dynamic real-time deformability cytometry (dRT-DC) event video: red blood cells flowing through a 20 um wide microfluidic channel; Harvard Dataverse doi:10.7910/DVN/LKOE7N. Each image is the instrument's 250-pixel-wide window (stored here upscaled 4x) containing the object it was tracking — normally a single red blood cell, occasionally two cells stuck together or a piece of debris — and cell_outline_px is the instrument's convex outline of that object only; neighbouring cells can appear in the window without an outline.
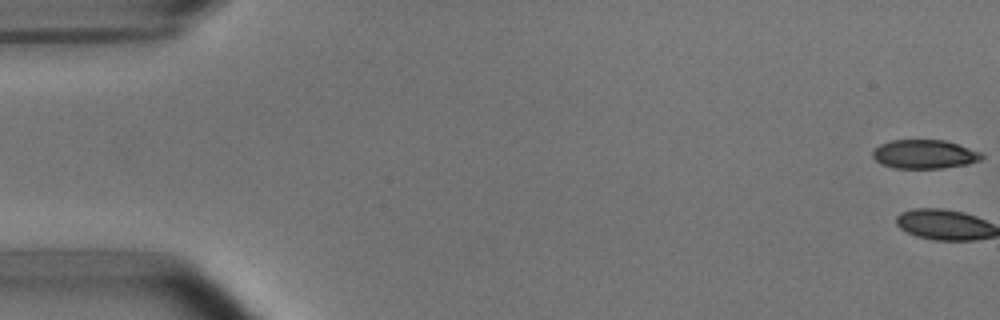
{"species": "common noctule bat (a hibernating species)", "species_latin": "Nyctalus noctula", "temperature_condition": "room temperature", "stored_images_in_passage": 10, "camera_frame_rate_fps": 3000, "um_per_image_px": 0.085, "animal": {"sex": "male", "body_mass_g": 15.6}, "frame": {"image": 1, "passage_image": 1, "time_ms": 0.0, "image_size_px": [1000, 320], "cell_outline_px": [[984, 156], [980, 160], [968, 164], [944, 168], [896, 168], [880, 164], [872, 156], [872, 152], [880, 144], [892, 140], [944, 140], [980, 152]], "centroid_in_image_um": [78.56, 13.11], "position_along_channel_um": 6.4, "area_um2": 18.21}}
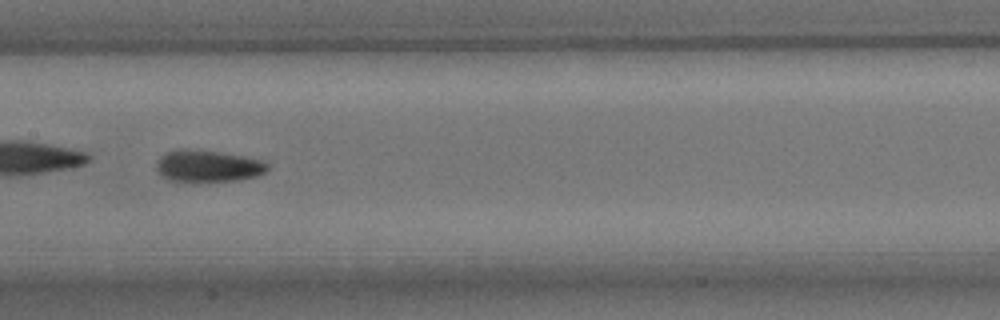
{"frame": {"image": 2, "passage_image": 9, "time_ms": 9.0, "image_size_px": [1000, 320], "cell_outline_px": [[268, 168], [264, 172], [256, 176], [240, 180], [200, 184], [168, 180], [156, 172], [156, 164], [160, 156], [168, 152], [180, 148], [184, 148], [220, 152], [244, 156], [264, 160], [268, 164]], "centroid_in_image_um": [17.65, 14.15], "position_along_channel_um": 189.8, "area_um2": 21.44}}
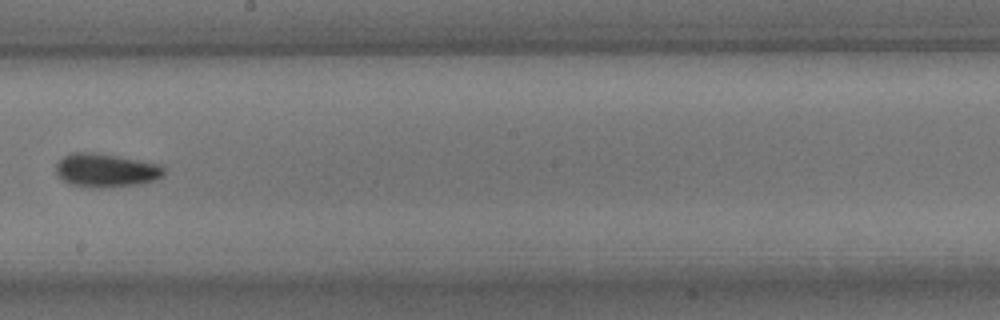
{"frame": {"image": 3, "passage_image": 10, "time_ms": 10.333, "image_size_px": [1000, 320], "cell_outline_px": [[164, 176], [156, 180], [140, 184], [100, 188], [92, 188], [68, 184], [56, 176], [56, 164], [64, 156], [72, 152], [96, 152], [160, 164], [164, 168]], "centroid_in_image_um": [8.99, 14.48], "position_along_channel_um": 239.2, "area_um2": 21.44}}